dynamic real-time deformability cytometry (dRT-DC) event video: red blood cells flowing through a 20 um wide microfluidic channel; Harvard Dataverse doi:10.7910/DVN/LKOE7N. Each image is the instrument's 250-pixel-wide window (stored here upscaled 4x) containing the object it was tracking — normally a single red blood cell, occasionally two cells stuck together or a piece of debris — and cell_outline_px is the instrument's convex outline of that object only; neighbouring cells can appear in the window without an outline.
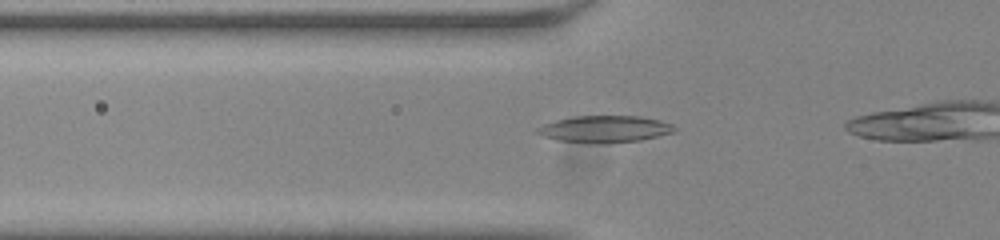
{"species": "common noctule bat (a hibernating species)", "species_latin": "Nyctalus noctula", "temperature_condition": "room temperature", "stored_images_in_passage": 22, "camera_frame_rate_fps": 3000, "um_per_image_px": 0.085, "animal": {"sex": "male", "body_mass_g": 20.0, "forearm_length_mm": 53.3}, "frame": {"image": 1, "passage_image": 16, "time_ms": 5.0, "image_size_px": [1000, 240], "cell_outline_px": [[676, 128], [672, 132], [640, 140], [560, 140], [540, 136], [536, 132], [536, 128], [544, 124], [556, 120], [572, 116], [640, 116], [660, 120], [672, 124]], "centroid_in_image_um": [51.39, 10.9], "position_along_channel_um": 74.4, "area_um2": 20.17}}
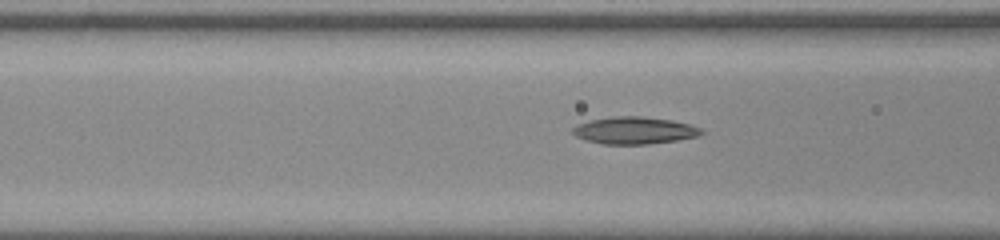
{"frame": {"image": 2, "passage_image": 19, "time_ms": 6.0, "image_size_px": [1000, 240], "cell_outline_px": [[704, 132], [700, 136], [676, 140], [648, 144], [604, 144], [588, 140], [576, 136], [572, 132], [572, 128], [588, 120], [612, 116], [640, 116], [672, 120], [688, 124], [700, 128]], "centroid_in_image_um": [53.93, 11.08], "position_along_channel_um": 112.7, "area_um2": 20.23}}